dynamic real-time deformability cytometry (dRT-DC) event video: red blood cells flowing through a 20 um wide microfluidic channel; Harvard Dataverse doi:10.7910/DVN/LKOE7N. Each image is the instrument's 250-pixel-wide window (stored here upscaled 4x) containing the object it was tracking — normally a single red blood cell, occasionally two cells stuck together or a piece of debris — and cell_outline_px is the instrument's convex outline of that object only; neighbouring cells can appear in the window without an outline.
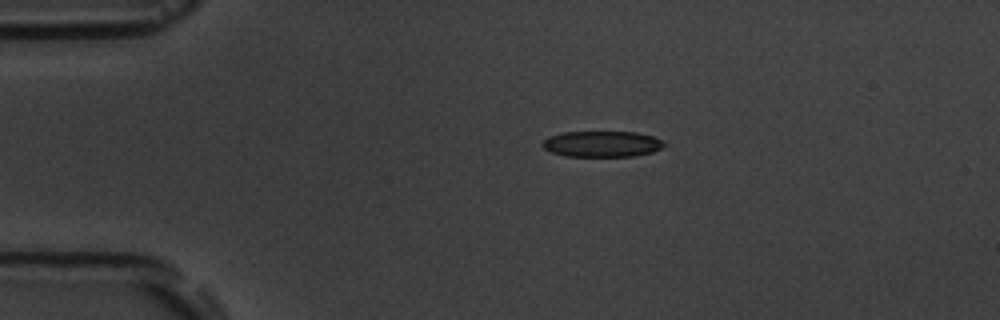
{"species": "common noctule bat (a hibernating species)", "species_latin": "Nyctalus noctula", "temperature_condition": "room temperature", "stored_images_in_passage": 4, "camera_frame_rate_fps": 3000, "um_per_image_px": 0.085, "animal": {"sex": "male", "body_mass_g": 19.5, "forearm_length_mm": 54.6}, "frame": {"image": 1, "passage_image": 1, "time_ms": 0.0, "image_size_px": [1000, 320], "cell_outline_px": [[664, 144], [660, 148], [652, 152], [636, 156], [564, 156], [552, 152], [544, 148], [540, 144], [548, 136], [564, 132], [636, 132], [652, 136], [664, 140]], "centroid_in_image_um": [51.15, 12.23], "position_along_channel_um": 33.8, "area_um2": 18.38}}
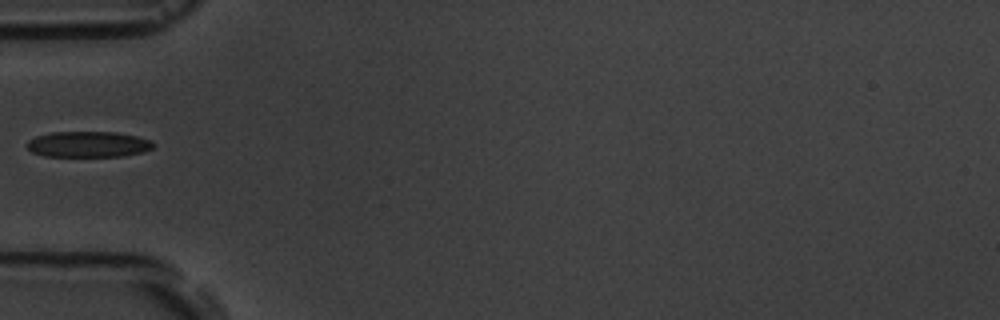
{"frame": {"image": 2, "passage_image": 3, "time_ms": 2.333, "image_size_px": [1000, 320], "cell_outline_px": [[156, 144], [152, 148], [144, 152], [124, 156], [44, 156], [32, 152], [28, 148], [28, 140], [36, 136], [52, 132], [116, 132], [136, 136], [152, 140]], "centroid_in_image_um": [7.54, 12.26], "position_along_channel_um": 77.5, "area_um2": 19.07}}
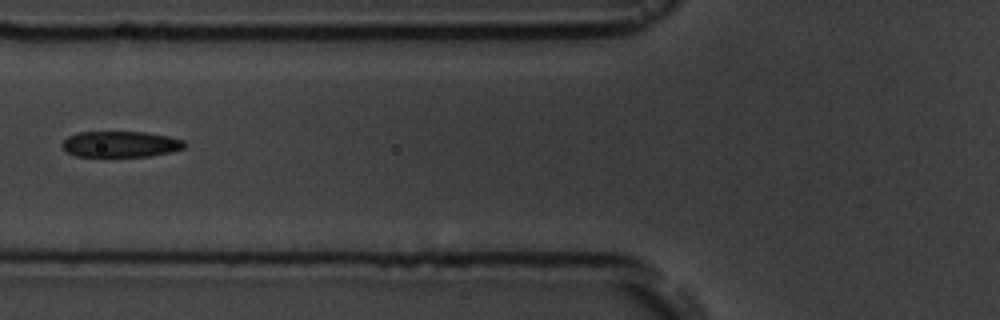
{"frame": {"image": 3, "passage_image": 4, "time_ms": 3.333, "image_size_px": [1000, 320], "cell_outline_px": [[188, 144], [184, 148], [168, 152], [148, 156], [76, 156], [68, 152], [60, 144], [68, 136], [80, 132], [144, 132], [168, 136], [184, 140]], "centroid_in_image_um": [10.26, 12.25], "position_along_channel_um": 115.5, "area_um2": 18.38}}